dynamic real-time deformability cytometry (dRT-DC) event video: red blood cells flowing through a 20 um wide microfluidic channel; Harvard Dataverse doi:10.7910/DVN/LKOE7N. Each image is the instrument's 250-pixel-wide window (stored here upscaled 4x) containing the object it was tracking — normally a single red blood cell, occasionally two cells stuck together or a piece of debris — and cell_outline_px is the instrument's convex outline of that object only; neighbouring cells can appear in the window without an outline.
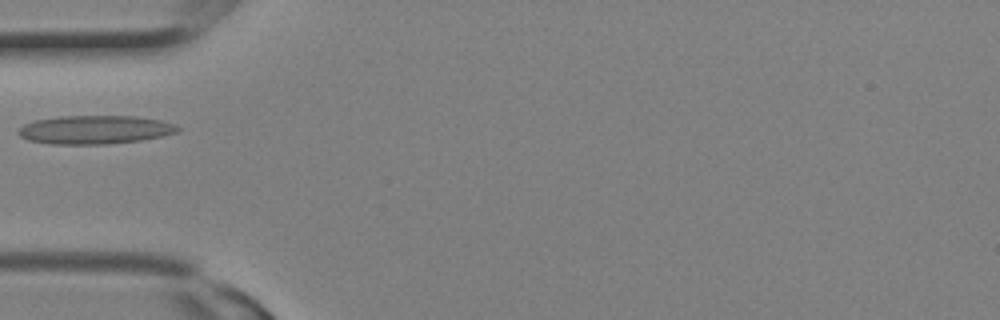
{"species": "Egyptian fruit bat (a non-hibernating species)", "species_latin": "Rousettus aegyptiacus", "temperature_condition": "room temperature", "stored_images_in_passage": 12, "camera_frame_rate_fps": 3000, "um_per_image_px": 0.085, "animal": {"sex": "female"}, "frame": {"image": 1, "passage_image": 6, "time_ms": 1.667, "image_size_px": [1000, 320], "cell_outline_px": [[180, 128], [176, 132], [160, 136], [140, 140], [108, 144], [52, 144], [28, 140], [20, 136], [16, 132], [24, 124], [36, 120], [60, 116], [136, 116], [160, 120], [176, 124]], "centroid_in_image_um": [8.05, 11.02], "position_along_channel_um": 76.9, "area_um2": 26.41}}
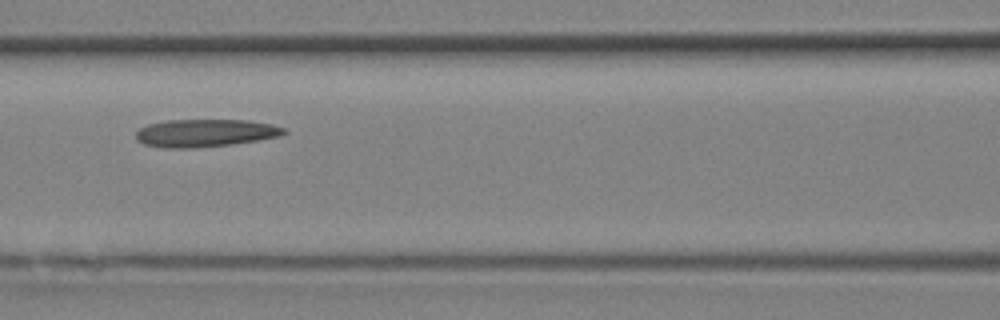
{"frame": {"image": 2, "passage_image": 9, "time_ms": 2.667, "image_size_px": [1000, 320], "cell_outline_px": [[288, 132], [280, 136], [260, 140], [232, 144], [192, 148], [164, 148], [144, 144], [136, 140], [136, 132], [140, 128], [148, 124], [168, 120], [248, 120], [272, 124], [284, 128]], "centroid_in_image_um": [17.45, 11.31], "position_along_channel_um": 149.1, "area_um2": 23.99}}